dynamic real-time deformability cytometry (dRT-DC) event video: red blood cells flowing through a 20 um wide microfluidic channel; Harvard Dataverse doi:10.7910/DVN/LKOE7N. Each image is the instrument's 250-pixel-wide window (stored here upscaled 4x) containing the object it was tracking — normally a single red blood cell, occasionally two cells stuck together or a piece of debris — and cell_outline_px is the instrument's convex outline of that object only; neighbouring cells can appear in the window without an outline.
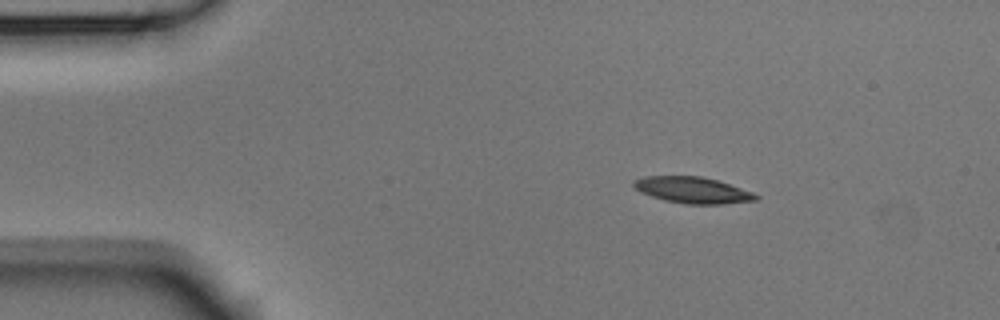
{"species": "Egyptian fruit bat (a non-hibernating species)", "species_latin": "Rousettus aegyptiacus", "temperature_condition": "room temperature", "stored_images_in_passage": 4, "segment_of_instrument_passage": [1, 2], "camera_frame_rate_fps": 3000, "um_per_image_px": 0.085, "animal": {"sex": "male"}, "frame": {"image": 1, "passage_image": 1, "time_ms": 0.0, "image_size_px": [1000, 320], "cell_outline_px": [[760, 196], [756, 200], [724, 204], [688, 204], [664, 200], [652, 196], [636, 188], [632, 184], [632, 180], [644, 176], [700, 176], [716, 180], [752, 192]], "centroid_in_image_um": [58.87, 16.15], "position_along_channel_um": 26.1, "area_um2": 18.44}}